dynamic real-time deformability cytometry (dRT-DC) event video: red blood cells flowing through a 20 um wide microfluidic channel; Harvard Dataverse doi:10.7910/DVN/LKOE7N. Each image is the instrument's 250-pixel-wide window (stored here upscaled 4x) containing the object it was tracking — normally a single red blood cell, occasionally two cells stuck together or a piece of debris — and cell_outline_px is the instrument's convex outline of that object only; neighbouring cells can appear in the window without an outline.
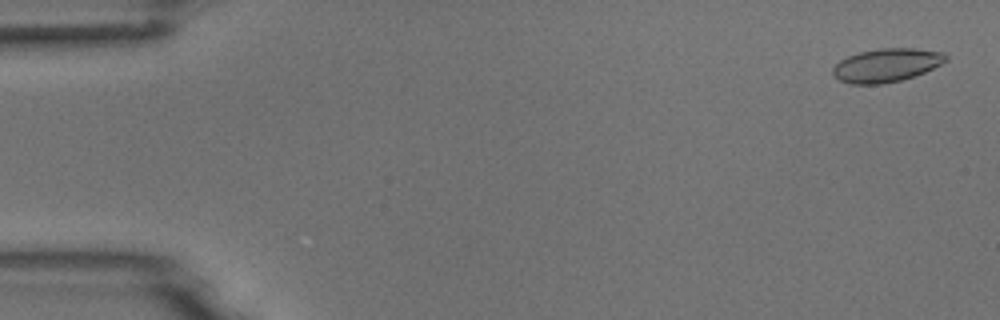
{"species": "common noctule bat (a hibernating species)", "species_latin": "Nyctalus noctula", "temperature_condition": "room temperature", "stored_images_in_passage": 4, "camera_frame_rate_fps": 3000, "um_per_image_px": 0.085, "animal": {"sex": "male", "body_mass_g": 18.8}, "frame": {"image": 1, "passage_image": 1, "time_ms": 0.0, "image_size_px": [1000, 320], "cell_outline_px": [[948, 60], [924, 72], [900, 80], [880, 84], [848, 84], [832, 76], [832, 68], [840, 60], [848, 56], [860, 52], [880, 48], [916, 48], [944, 52], [948, 56]], "centroid_in_image_um": [75.33, 5.53], "position_along_channel_um": 9.7, "area_um2": 22.02}}
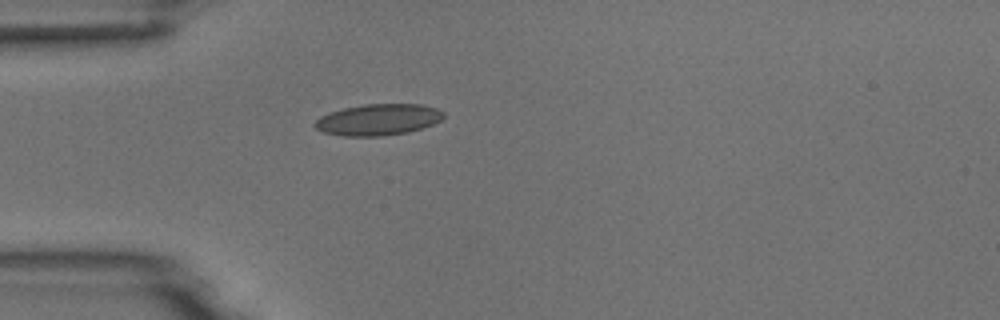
{"frame": {"image": 2, "passage_image": 4, "time_ms": 4.333, "image_size_px": [1000, 320], "cell_outline_px": [[444, 116], [440, 120], [432, 124], [408, 132], [380, 136], [344, 136], [324, 132], [316, 128], [312, 124], [320, 116], [328, 112], [344, 108], [364, 104], [420, 104], [436, 108], [444, 112]], "centroid_in_image_um": [32.11, 10.16], "position_along_channel_um": 52.9, "area_um2": 23.41}}